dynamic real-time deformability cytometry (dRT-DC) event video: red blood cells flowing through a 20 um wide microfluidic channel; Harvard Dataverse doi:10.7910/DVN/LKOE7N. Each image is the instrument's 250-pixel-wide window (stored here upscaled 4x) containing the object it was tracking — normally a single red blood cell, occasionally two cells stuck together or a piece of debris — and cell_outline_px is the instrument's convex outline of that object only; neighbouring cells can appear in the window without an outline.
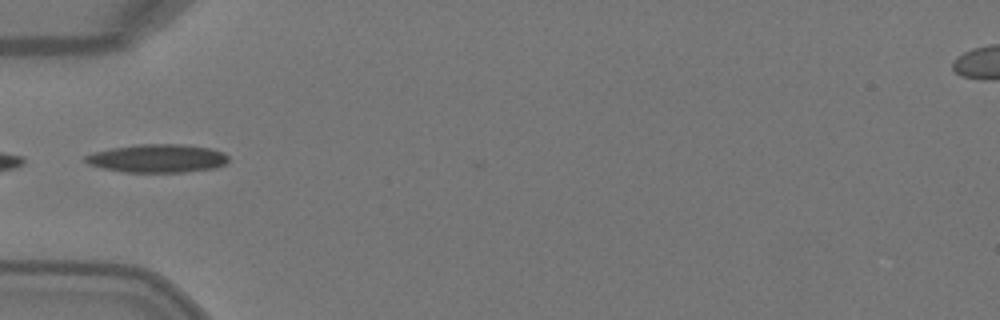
{"species": "Egyptian fruit bat (a non-hibernating species)", "species_latin": "Rousettus aegyptiacus", "temperature_condition": "warm", "stored_images_in_passage": 5, "camera_frame_rate_fps": 3000, "um_per_image_px": 0.085, "animal": {"sex": "female"}, "frame": {"image": 1, "passage_image": 5, "time_ms": 1.333, "image_size_px": [1000, 320], "cell_outline_px": [[228, 160], [224, 164], [216, 168], [184, 172], [124, 172], [104, 168], [88, 164], [84, 160], [84, 156], [92, 152], [112, 148], [140, 144], [184, 144], [208, 148], [224, 152], [228, 156]], "centroid_in_image_um": [13.38, 13.46], "position_along_channel_um": 71.6, "area_um2": 23.58}}